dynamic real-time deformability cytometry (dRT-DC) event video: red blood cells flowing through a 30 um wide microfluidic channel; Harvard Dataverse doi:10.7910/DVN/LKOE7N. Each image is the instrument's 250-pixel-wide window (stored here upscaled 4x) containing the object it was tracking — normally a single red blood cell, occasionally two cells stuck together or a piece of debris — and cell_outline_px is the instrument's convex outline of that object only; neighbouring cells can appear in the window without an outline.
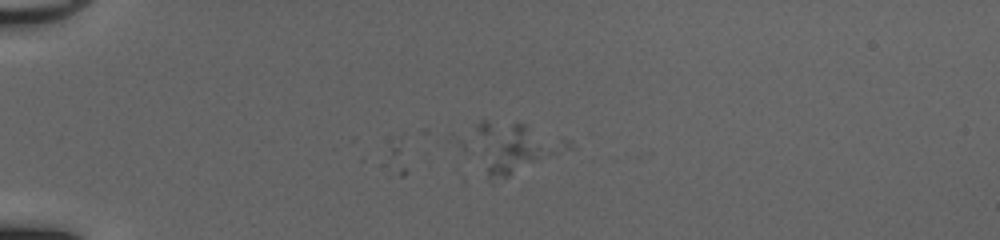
{"species": "common noctule bat (a hibernating species)", "species_latin": "Nyctalus noctula", "temperature_condition": "cold", "stored_images_in_passage": 2, "camera_frame_rate_fps": 3000, "um_per_image_px": 0.085, "animal": {"sex": "female", "body_mass_g": 20.0, "forearm_length_mm": 54.0}, "frame": {"image": 1, "passage_image": 2, "time_ms": 0.333, "image_size_px": [1000, 240], "cell_outline_px": [[576, 148], [508, 176], [488, 176], [476, 128], [480, 120], [488, 120], [528, 124], [568, 140]], "centroid_in_image_um": [43.94, 12.45], "position_along_channel_um": 41.1, "area_um2": 25.95}}